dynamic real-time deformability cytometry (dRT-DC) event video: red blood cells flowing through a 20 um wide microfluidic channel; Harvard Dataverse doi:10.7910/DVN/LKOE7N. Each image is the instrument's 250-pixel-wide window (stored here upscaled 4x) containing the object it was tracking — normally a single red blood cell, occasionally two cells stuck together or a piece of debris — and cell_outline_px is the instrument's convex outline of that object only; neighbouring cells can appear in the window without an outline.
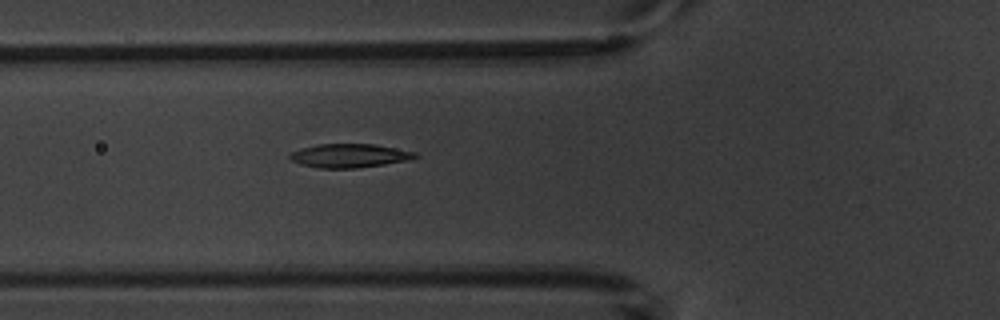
{"species": "common noctule bat (a hibernating species)", "species_latin": "Nyctalus noctula", "temperature_condition": "warm", "stored_images_in_passage": 3, "camera_frame_rate_fps": 3000, "um_per_image_px": 0.085, "animal": {"sex": "male", "body_mass_g": 20.1, "forearm_length_mm": 53.5}, "frame": {"image": 1, "passage_image": 3, "time_ms": 2.333, "image_size_px": [1000, 320], "cell_outline_px": [[420, 156], [408, 160], [384, 164], [356, 168], [320, 168], [300, 164], [292, 160], [288, 156], [292, 152], [300, 148], [320, 144], [376, 144], [416, 152]], "centroid_in_image_um": [29.72, 13.23], "position_along_channel_um": 96.1, "area_um2": 17.28}}